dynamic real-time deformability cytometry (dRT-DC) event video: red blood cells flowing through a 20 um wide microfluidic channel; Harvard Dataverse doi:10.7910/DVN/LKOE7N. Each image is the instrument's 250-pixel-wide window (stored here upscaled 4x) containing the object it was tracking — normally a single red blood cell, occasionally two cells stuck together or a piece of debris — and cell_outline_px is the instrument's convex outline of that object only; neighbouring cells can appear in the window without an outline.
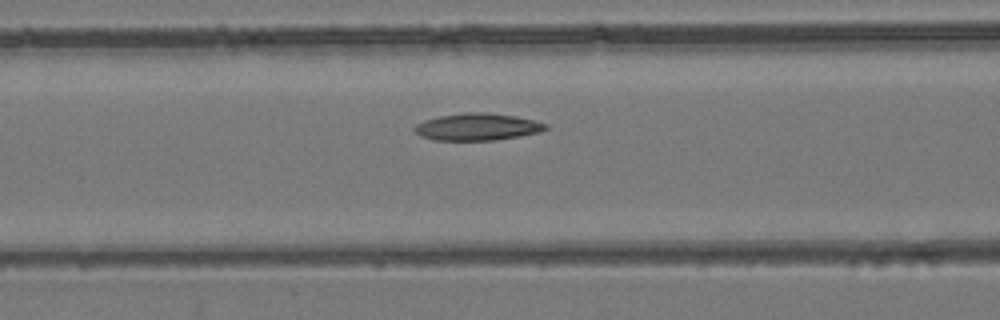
{"species": "common noctule bat (a hibernating species)", "species_latin": "Nyctalus noctula", "temperature_condition": "room temperature", "stored_images_in_passage": 44, "camera_frame_rate_fps": 3000, "um_per_image_px": 0.085, "animal": {"sex": "female", "body_mass_g": 24.6, "forearm_length_mm": 56.2}, "frame": {"image": 1, "passage_image": 16, "time_ms": 5.0, "image_size_px": [1000, 320], "cell_outline_px": [[548, 128], [540, 132], [520, 136], [496, 140], [432, 140], [420, 136], [412, 128], [416, 124], [424, 120], [440, 116], [468, 112], [488, 112], [516, 116], [548, 124]], "centroid_in_image_um": [40.57, 10.78], "position_along_channel_um": 126.0, "area_um2": 20.75}}
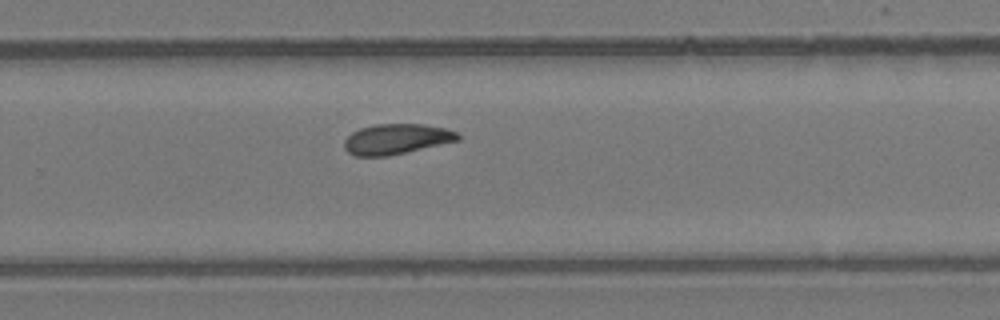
{"frame": {"image": 2, "passage_image": 28, "time_ms": 9.0, "image_size_px": [1000, 320], "cell_outline_px": [[460, 140], [388, 156], [356, 156], [348, 152], [344, 148], [344, 140], [352, 132], [360, 128], [376, 124], [424, 124], [444, 128], [456, 132], [460, 136]], "centroid_in_image_um": [33.68, 11.82], "position_along_channel_um": 296.1, "area_um2": 20.0}}
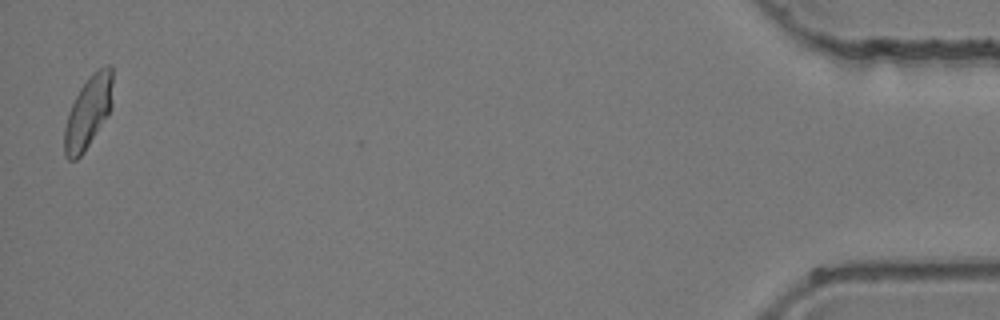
{"frame": {"image": 3, "passage_image": 44, "time_ms": 14.333, "image_size_px": [1000, 320], "cell_outline_px": [[112, 108], [108, 116], [84, 152], [76, 160], [68, 160], [64, 156], [64, 128], [68, 112], [80, 88], [88, 76], [92, 72], [104, 64], [108, 64], [112, 68]], "centroid_in_image_um": [7.5, 9.52], "position_along_channel_um": 427.7, "area_um2": 20.63}}